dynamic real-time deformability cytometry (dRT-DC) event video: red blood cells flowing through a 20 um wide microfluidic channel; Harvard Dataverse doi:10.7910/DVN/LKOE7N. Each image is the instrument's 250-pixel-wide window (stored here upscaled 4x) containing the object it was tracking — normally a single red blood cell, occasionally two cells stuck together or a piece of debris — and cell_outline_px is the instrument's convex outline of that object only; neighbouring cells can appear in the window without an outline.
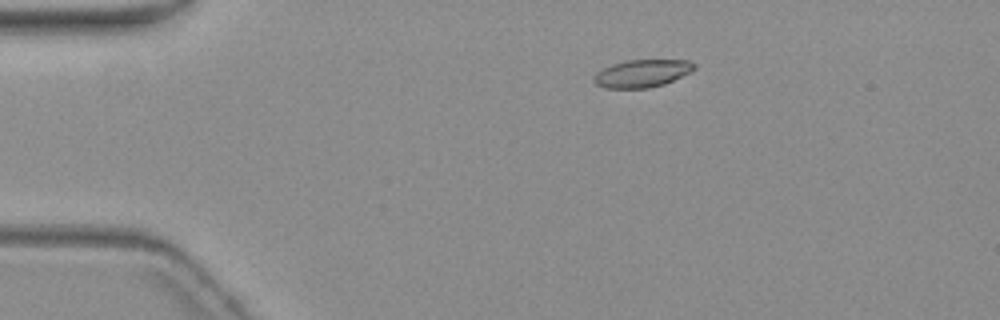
{"species": "common noctule bat (a hibernating species)", "species_latin": "Nyctalus noctula", "temperature_condition": "warm", "stored_images_in_passage": 3, "camera_frame_rate_fps": 3000, "um_per_image_px": 0.085, "animal": {"sex": "female", "body_mass_g": 19.3, "forearm_length_mm": 54.1}, "frame": {"image": 1, "passage_image": 1, "time_ms": 0.0, "image_size_px": [1000, 320], "cell_outline_px": [[696, 68], [692, 72], [664, 84], [648, 88], [604, 88], [596, 84], [592, 80], [592, 76], [596, 72], [612, 64], [628, 60], [688, 60], [696, 64]], "centroid_in_image_um": [54.58, 6.24], "position_along_channel_um": 30.4, "area_um2": 16.3}}